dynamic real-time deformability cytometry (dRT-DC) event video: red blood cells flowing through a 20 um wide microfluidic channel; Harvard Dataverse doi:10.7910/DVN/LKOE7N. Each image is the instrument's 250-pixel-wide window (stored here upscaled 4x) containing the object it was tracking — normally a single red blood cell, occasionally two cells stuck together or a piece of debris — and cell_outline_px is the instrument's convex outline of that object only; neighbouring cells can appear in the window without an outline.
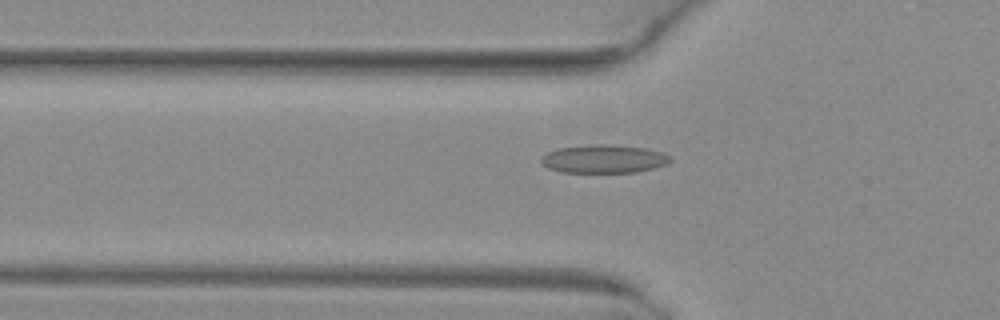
{"species": "common noctule bat (a hibernating species)", "species_latin": "Nyctalus noctula", "temperature_condition": "warm", "stored_images_in_passage": 30, "camera_frame_rate_fps": 3000, "um_per_image_px": 0.085, "animal": {"sex": "female", "body_mass_g": 29.2, "forearm_length_mm": 56.3}, "frame": {"image": 1, "passage_image": 2, "time_ms": 0.333, "image_size_px": [1000, 320], "cell_outline_px": [[672, 160], [664, 164], [652, 168], [636, 172], [560, 172], [548, 168], [540, 160], [548, 152], [560, 148], [592, 144], [612, 144], [648, 148], [664, 152]], "centroid_in_image_um": [51.34, 13.49], "position_along_channel_um": 74.5, "area_um2": 21.15}}
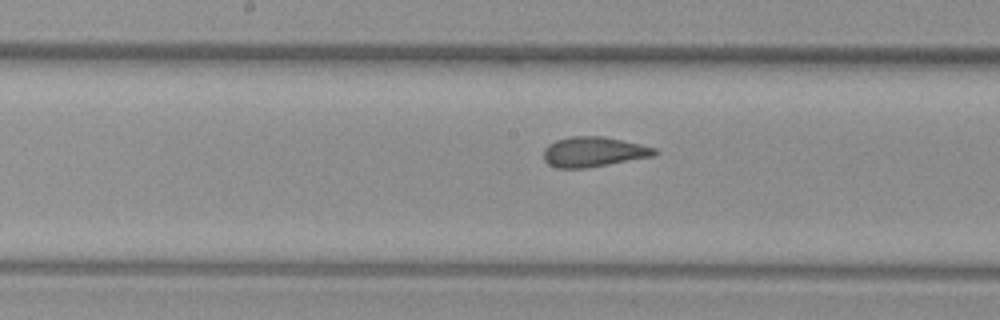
{"frame": {"image": 2, "passage_image": 11, "time_ms": 3.333, "image_size_px": [1000, 320], "cell_outline_px": [[660, 152], [652, 156], [608, 164], [584, 168], [556, 168], [548, 164], [544, 160], [544, 148], [548, 144], [556, 140], [568, 136], [600, 136], [640, 144], [656, 148]], "centroid_in_image_um": [50.41, 12.9], "position_along_channel_um": 197.8, "area_um2": 19.31}}
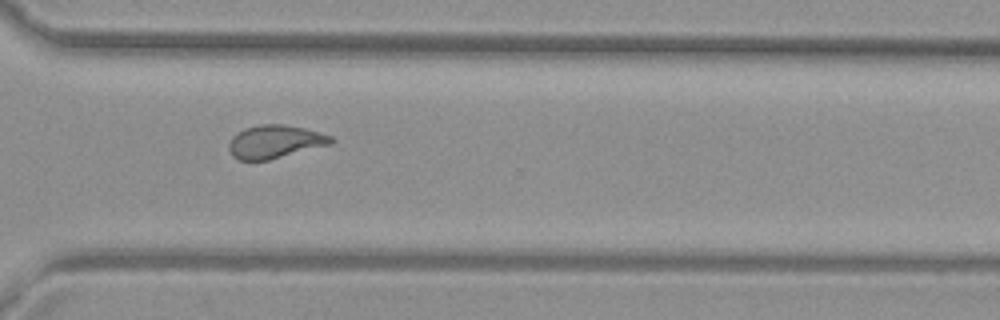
{"frame": {"image": 3, "passage_image": 22, "time_ms": 7.0, "image_size_px": [1000, 320], "cell_outline_px": [[336, 140], [332, 144], [268, 160], [240, 160], [232, 156], [228, 148], [228, 144], [232, 136], [236, 132], [244, 128], [260, 124], [284, 124], [304, 128], [320, 132], [332, 136]], "centroid_in_image_um": [23.37, 12.03], "position_along_channel_um": 347.2, "area_um2": 19.94}, "authors_computed_cell_mechanics": {"area_um2": 19.6231, "velocity_mm_per_s": 4.0908, "shape_relaxation_time_tau1_ms": null, "shape_relaxation_time_tau2_ms": 1.2568, "deformation_change_tau1": null, "deformation_change_tau2": 0.0634}}